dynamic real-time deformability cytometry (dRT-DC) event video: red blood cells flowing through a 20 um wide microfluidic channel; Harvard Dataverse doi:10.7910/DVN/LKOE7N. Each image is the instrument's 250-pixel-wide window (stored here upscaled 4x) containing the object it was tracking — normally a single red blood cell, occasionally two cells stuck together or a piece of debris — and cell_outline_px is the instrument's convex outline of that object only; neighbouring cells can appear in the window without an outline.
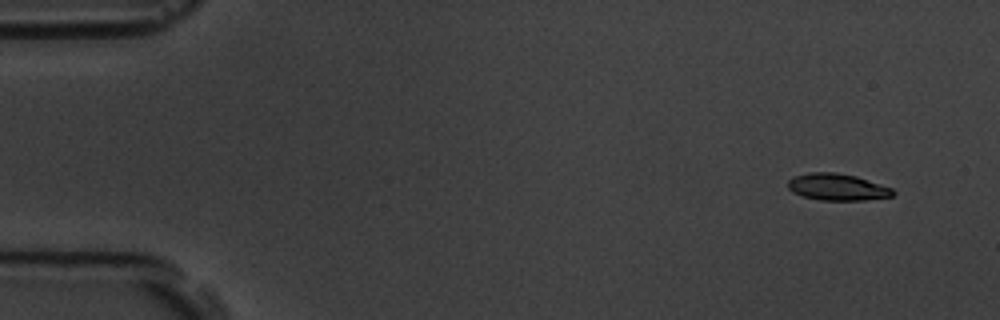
{"species": "common noctule bat (a hibernating species)", "species_latin": "Nyctalus noctula", "temperature_condition": "room temperature", "stored_images_in_passage": 4, "camera_frame_rate_fps": 3000, "um_per_image_px": 0.085, "animal": {"sex": "male", "body_mass_g": 19.5, "forearm_length_mm": 54.6}, "frame": {"image": 1, "passage_image": 1, "time_ms": 0.0, "image_size_px": [1000, 320], "cell_outline_px": [[896, 192], [892, 196], [864, 200], [820, 200], [804, 196], [792, 192], [788, 188], [788, 180], [792, 176], [808, 172], [836, 172], [856, 176], [892, 188]], "centroid_in_image_um": [71.15, 15.89], "position_along_channel_um": 13.9, "area_um2": 16.42}}
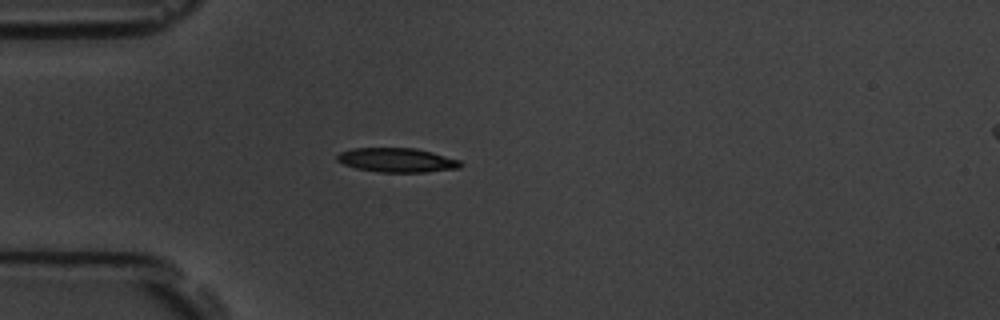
{"frame": {"image": 2, "passage_image": 4, "time_ms": 4.0, "image_size_px": [1000, 320], "cell_outline_px": [[464, 164], [460, 168], [424, 172], [380, 172], [356, 168], [344, 164], [336, 160], [336, 156], [340, 152], [352, 148], [416, 148], [432, 152], [460, 160]], "centroid_in_image_um": [33.75, 13.6], "position_along_channel_um": 51.2, "area_um2": 17.46}}